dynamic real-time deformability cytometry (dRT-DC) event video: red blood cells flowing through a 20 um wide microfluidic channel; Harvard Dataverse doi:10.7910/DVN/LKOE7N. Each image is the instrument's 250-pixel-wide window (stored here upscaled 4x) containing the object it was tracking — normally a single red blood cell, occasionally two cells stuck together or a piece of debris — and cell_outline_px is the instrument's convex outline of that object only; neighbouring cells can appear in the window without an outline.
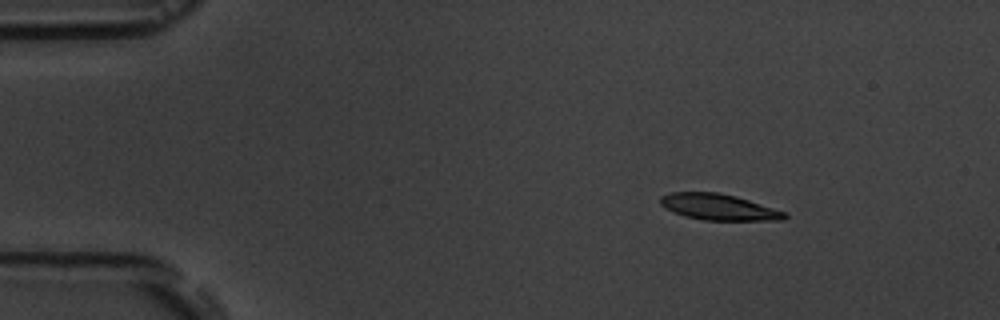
{"species": "common noctule bat (a hibernating species)", "species_latin": "Nyctalus noctula", "temperature_condition": "room temperature", "stored_images_in_passage": 16, "camera_frame_rate_fps": 3000, "um_per_image_px": 0.085, "animal": {"sex": "male", "body_mass_g": 19.5, "forearm_length_mm": 54.6}, "frame": {"image": 1, "passage_image": 2, "time_ms": 1.333, "image_size_px": [1000, 320], "cell_outline_px": [[788, 216], [784, 220], [704, 220], [684, 216], [672, 212], [664, 208], [660, 204], [660, 196], [672, 192], [720, 192], [736, 196], [784, 212]], "centroid_in_image_um": [61.02, 17.59], "position_along_channel_um": 24.0, "area_um2": 18.84}}
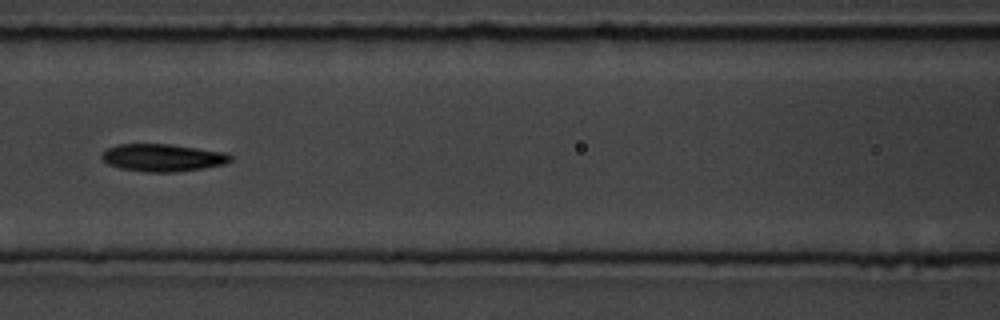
{"frame": {"image": 2, "passage_image": 7, "time_ms": 7.0, "image_size_px": [1000, 320], "cell_outline_px": [[232, 160], [224, 164], [176, 172], [148, 172], [120, 168], [108, 164], [100, 156], [108, 148], [116, 144], [168, 144], [224, 152], [232, 156]], "centroid_in_image_um": [13.81, 13.4], "position_along_channel_um": 152.8, "area_um2": 20.35}}
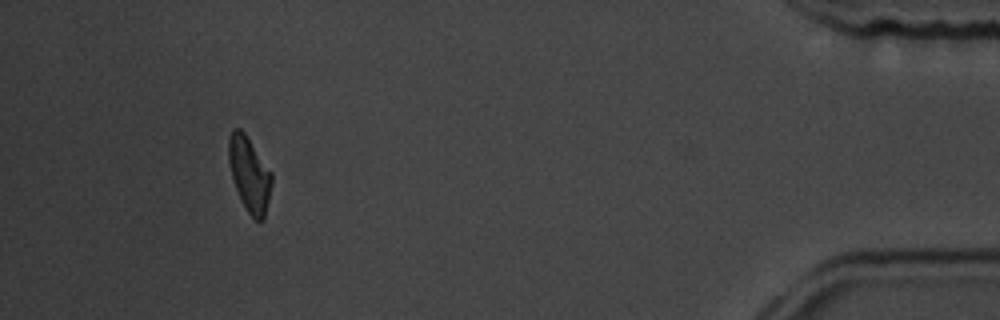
{"frame": {"image": 3, "passage_image": 15, "time_ms": 16.0, "image_size_px": [1000, 320], "cell_outline_px": [[272, 184], [264, 220], [260, 224], [248, 212], [240, 200], [232, 176], [228, 160], [228, 140], [232, 128], [240, 128], [244, 132], [272, 172]], "centroid_in_image_um": [21.2, 14.82], "position_along_channel_um": 414.0, "area_um2": 18.84}, "authors_computed_cell_mechanics": {"area_um2": 20.1722, "velocity_mm_per_s": 3.6213, "shape_relaxation_time_tau1_ms": 4.2308, "shape_relaxation_time_tau2_ms": 3.0225, "deformation_change_tau1": 0.1241, "deformation_change_tau2": 0.0854}}